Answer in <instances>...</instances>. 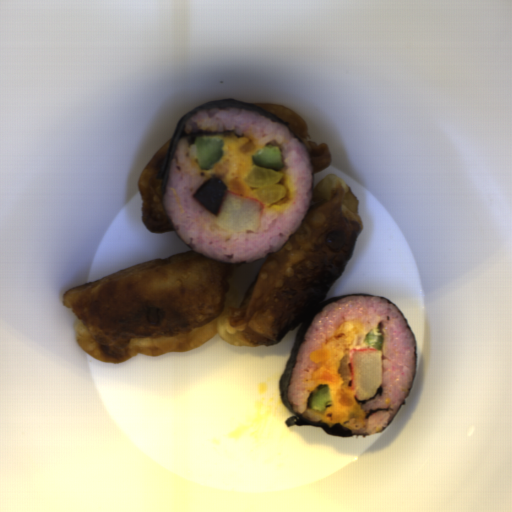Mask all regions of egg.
<instances>
[{"instance_id": "egg-2", "label": "egg", "mask_w": 512, "mask_h": 512, "mask_svg": "<svg viewBox=\"0 0 512 512\" xmlns=\"http://www.w3.org/2000/svg\"><path fill=\"white\" fill-rule=\"evenodd\" d=\"M249 139L231 136L225 137L222 144V157L213 165L215 170L214 177L221 180L228 191L259 199L255 188H250L245 183V178L253 167H256L253 155L257 150L249 153H243L241 148Z\"/></svg>"}, {"instance_id": "egg-1", "label": "egg", "mask_w": 512, "mask_h": 512, "mask_svg": "<svg viewBox=\"0 0 512 512\" xmlns=\"http://www.w3.org/2000/svg\"><path fill=\"white\" fill-rule=\"evenodd\" d=\"M363 327V323L356 320L343 321L326 344L310 353V359L318 364L311 376L313 383L328 386L331 405L325 409L324 421L330 426L340 424L354 431L364 426L365 414L356 401L353 384H344L338 371L342 358L351 359L353 344Z\"/></svg>"}]
</instances>
